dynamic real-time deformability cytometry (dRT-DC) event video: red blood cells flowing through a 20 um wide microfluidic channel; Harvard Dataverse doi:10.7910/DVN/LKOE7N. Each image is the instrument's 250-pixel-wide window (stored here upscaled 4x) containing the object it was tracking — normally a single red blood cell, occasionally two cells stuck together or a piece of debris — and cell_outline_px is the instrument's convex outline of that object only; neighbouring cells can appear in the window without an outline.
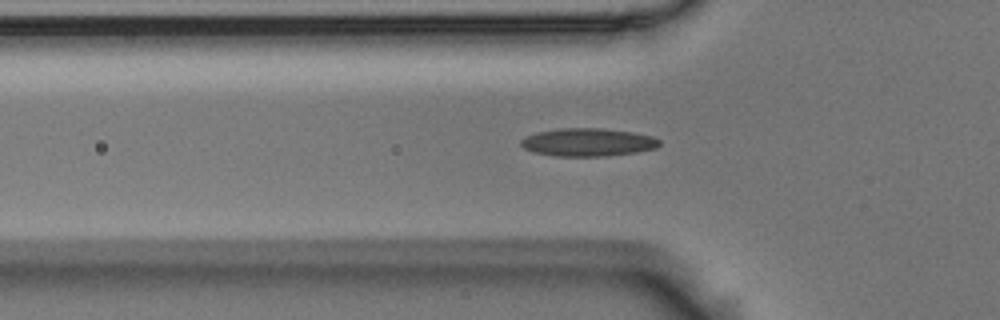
{"species": "Egyptian fruit bat (a non-hibernating species)", "species_latin": "Rousettus aegyptiacus", "temperature_condition": "room temperature", "stored_images_in_passage": 43, "camera_frame_rate_fps": 3000, "um_per_image_px": 0.085, "animal": {"sex": "male"}, "frame": {"image": 1, "passage_image": 5, "time_ms": 1.333, "image_size_px": [1000, 320], "cell_outline_px": [[660, 144], [656, 148], [636, 152], [604, 156], [556, 156], [532, 152], [524, 148], [520, 144], [520, 140], [528, 136], [540, 132], [560, 128], [600, 128], [632, 132], [652, 136], [660, 140]], "centroid_in_image_um": [49.98, 12.09], "position_along_channel_um": 75.8, "area_um2": 22.43}}
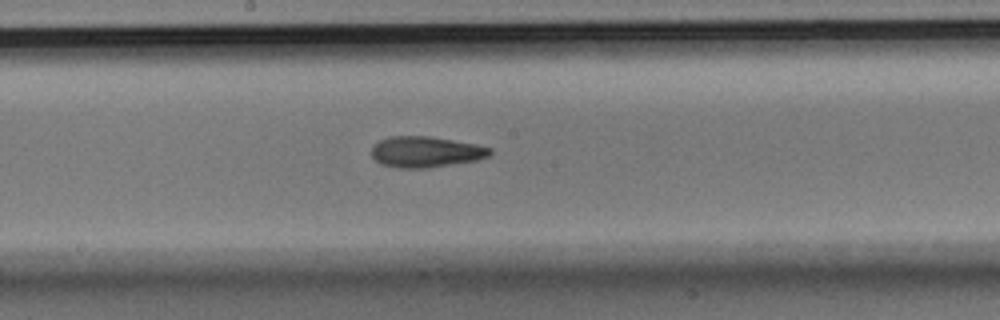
{"frame": {"image": 2, "passage_image": 16, "time_ms": 5.0, "image_size_px": [1000, 320], "cell_outline_px": [[492, 152], [488, 156], [476, 160], [428, 168], [396, 168], [380, 164], [372, 156], [372, 144], [388, 136], [428, 136], [476, 144], [492, 148]], "centroid_in_image_um": [36.15, 12.91], "position_along_channel_um": 212.0, "area_um2": 21.39}}
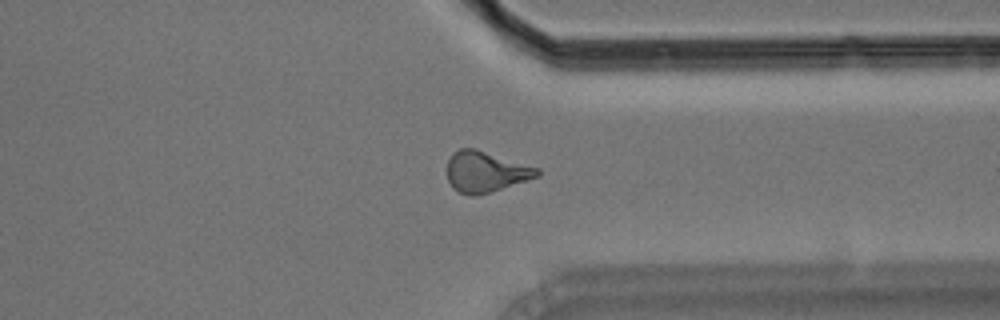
{"frame": {"image": 3, "passage_image": 29, "time_ms": 9.333, "image_size_px": [1000, 320], "cell_outline_px": [[540, 176], [528, 180], [488, 192], [472, 196], [468, 196], [452, 188], [448, 180], [448, 160], [452, 152], [460, 148], [476, 148], [540, 168]], "centroid_in_image_um": [41.28, 14.58], "position_along_channel_um": 370.1, "area_um2": 21.44}, "authors_computed_cell_mechanics": {"area_um2": 20.9814, "velocity_mm_per_s": 3.6863, "shape_relaxation_time_tau1_ms": 10.0313, "shape_relaxation_time_tau2_ms": 4.739, "deformation_change_tau1": 0.2007, "deformation_change_tau2": 0.1254}}